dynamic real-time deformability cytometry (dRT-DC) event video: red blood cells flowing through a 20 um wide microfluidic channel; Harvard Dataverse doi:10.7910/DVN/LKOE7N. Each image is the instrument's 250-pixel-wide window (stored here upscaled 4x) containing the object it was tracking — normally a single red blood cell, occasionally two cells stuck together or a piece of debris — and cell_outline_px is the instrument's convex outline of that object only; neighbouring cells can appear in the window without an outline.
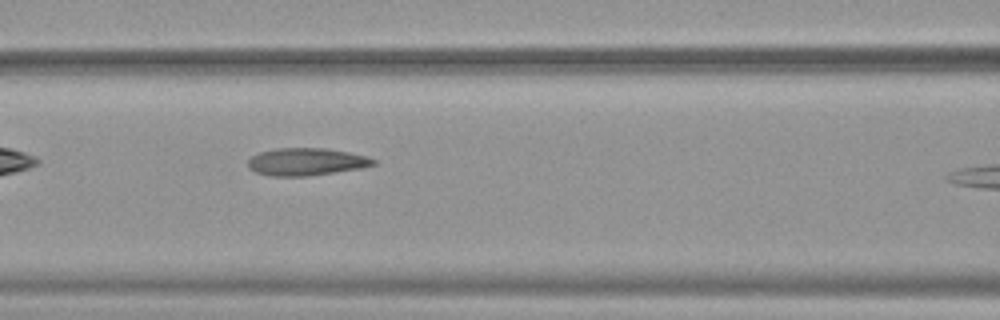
{"species": "common noctule bat (a hibernating species)", "species_latin": "Nyctalus noctula", "temperature_condition": "warm", "stored_images_in_passage": 8, "camera_frame_rate_fps": 3000, "um_per_image_px": 0.085, "animal": {"sex": "female", "body_mass_g": 19.9}, "frame": {"image": 1, "passage_image": 7, "time_ms": 2.0, "image_size_px": [1000, 320], "cell_outline_px": [[376, 164], [360, 168], [308, 176], [272, 176], [256, 172], [248, 168], [248, 160], [252, 156], [260, 152], [276, 148], [324, 148], [348, 152], [364, 156], [376, 160]], "centroid_in_image_um": [26.0, 13.75], "position_along_channel_um": 140.6, "area_um2": 19.88}}